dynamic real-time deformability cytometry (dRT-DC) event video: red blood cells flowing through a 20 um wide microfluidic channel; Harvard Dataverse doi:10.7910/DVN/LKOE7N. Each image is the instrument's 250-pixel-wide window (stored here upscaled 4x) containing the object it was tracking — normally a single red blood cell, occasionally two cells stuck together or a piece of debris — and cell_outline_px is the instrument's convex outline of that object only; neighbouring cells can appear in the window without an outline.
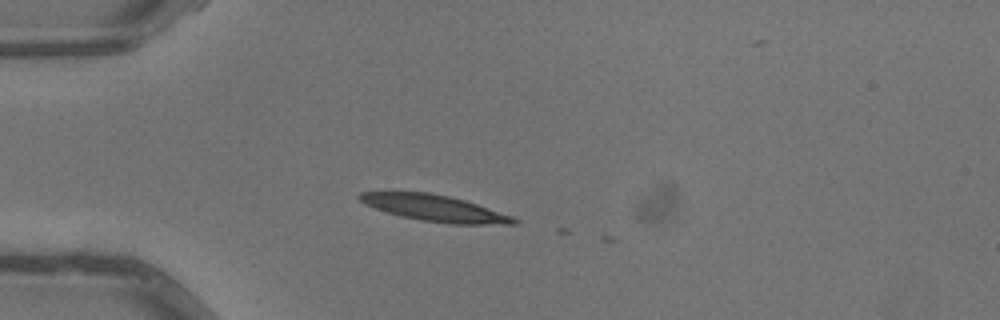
{"species": "common noctule bat (a hibernating species)", "species_latin": "Nyctalus noctula", "temperature_condition": "warm", "stored_images_in_passage": 4, "camera_frame_rate_fps": 3000, "um_per_image_px": 0.085, "animal": {"sex": "male", "body_mass_g": 13.3}, "frame": {"image": 1, "passage_image": 3, "time_ms": 0.667, "image_size_px": [1000, 320], "cell_outline_px": [[520, 220], [516, 224], [452, 224], [420, 220], [400, 216], [364, 204], [356, 196], [360, 192], [428, 192], [448, 196], [464, 200], [512, 216]], "centroid_in_image_um": [36.94, 17.69], "position_along_channel_um": 48.1, "area_um2": 23.41}}